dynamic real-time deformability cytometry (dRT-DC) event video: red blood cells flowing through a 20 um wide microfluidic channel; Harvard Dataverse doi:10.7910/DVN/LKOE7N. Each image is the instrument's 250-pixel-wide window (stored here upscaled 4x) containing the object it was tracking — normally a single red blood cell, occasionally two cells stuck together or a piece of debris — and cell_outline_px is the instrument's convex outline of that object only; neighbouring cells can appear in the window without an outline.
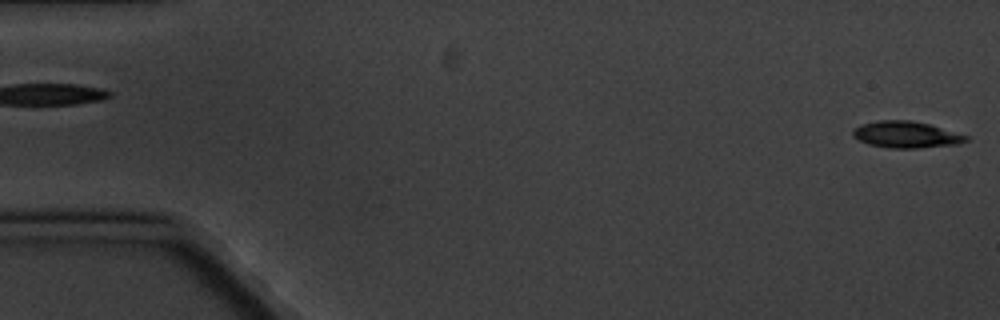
{"species": "common noctule bat (a hibernating species)", "species_latin": "Nyctalus noctula", "temperature_condition": "cold", "stored_images_in_passage": 5, "camera_frame_rate_fps": 3000, "um_per_image_px": 0.085, "animal": {"sex": "male", "body_mass_g": 20.1, "forearm_length_mm": 53.5}, "frame": {"image": 1, "passage_image": 1, "time_ms": 0.0, "image_size_px": [1000, 320], "cell_outline_px": [[968, 140], [960, 144], [916, 148], [888, 148], [868, 144], [852, 136], [852, 132], [856, 128], [864, 124], [880, 120], [908, 120], [928, 124], [968, 136]], "centroid_in_image_um": [77.03, 11.45], "position_along_channel_um": 8.0, "area_um2": 17.22}}
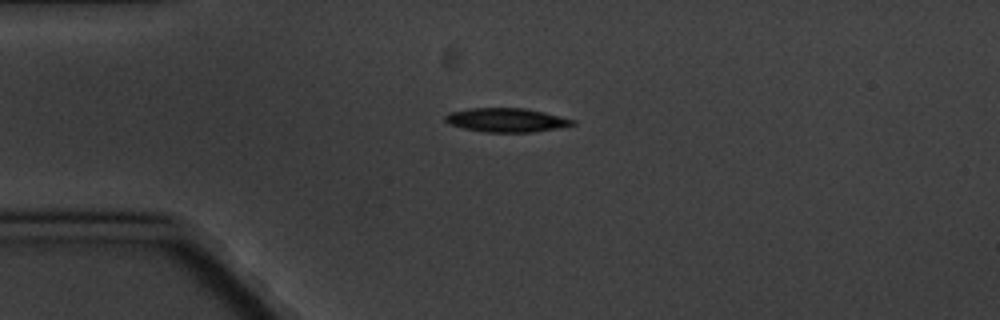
{"frame": {"image": 2, "passage_image": 4, "time_ms": 4.333, "image_size_px": [1000, 320], "cell_outline_px": [[576, 124], [556, 128], [532, 132], [484, 132], [464, 128], [448, 124], [444, 120], [444, 116], [452, 112], [468, 108], [524, 108], [544, 112], [576, 120]], "centroid_in_image_um": [43.03, 10.2], "position_along_channel_um": 42.0, "area_um2": 17.69}}